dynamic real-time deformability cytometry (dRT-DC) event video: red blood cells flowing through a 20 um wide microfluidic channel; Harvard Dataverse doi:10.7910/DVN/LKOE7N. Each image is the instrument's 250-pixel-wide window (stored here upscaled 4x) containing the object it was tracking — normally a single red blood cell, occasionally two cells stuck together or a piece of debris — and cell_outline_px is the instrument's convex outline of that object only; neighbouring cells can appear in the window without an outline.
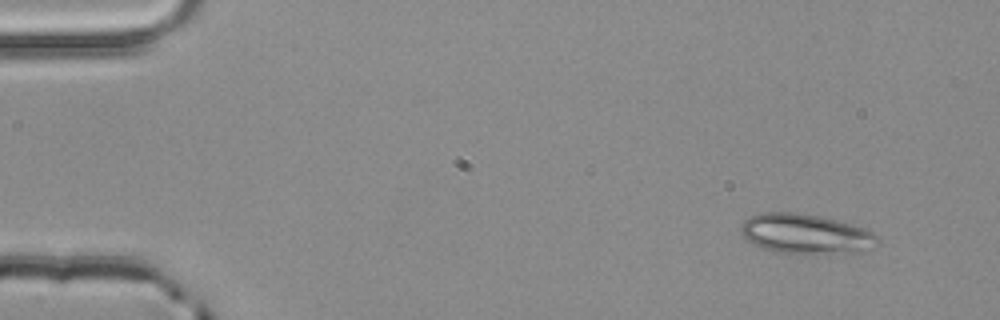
{"species": "common noctule bat (a hibernating species)", "species_latin": "Nyctalus noctula", "temperature_condition": "room temperature", "stored_images_in_passage": 3, "camera_frame_rate_fps": 3000, "um_per_image_px": 0.085, "animal": {"sex": "male", "body_mass_g": 20.4}, "frame": {"image": 1, "passage_image": 1, "time_ms": 0.0, "image_size_px": [1000, 320], "cell_outline_px": [[880, 240], [860, 252], [828, 256], [804, 256], [776, 252], [764, 248], [744, 240], [740, 232], [740, 228], [744, 220], [748, 216], [760, 212], [792, 212], [820, 216], [852, 224], [864, 228], [872, 232]], "centroid_in_image_um": [68.44, 19.92], "position_along_channel_um": 16.6, "area_um2": 32.77}}